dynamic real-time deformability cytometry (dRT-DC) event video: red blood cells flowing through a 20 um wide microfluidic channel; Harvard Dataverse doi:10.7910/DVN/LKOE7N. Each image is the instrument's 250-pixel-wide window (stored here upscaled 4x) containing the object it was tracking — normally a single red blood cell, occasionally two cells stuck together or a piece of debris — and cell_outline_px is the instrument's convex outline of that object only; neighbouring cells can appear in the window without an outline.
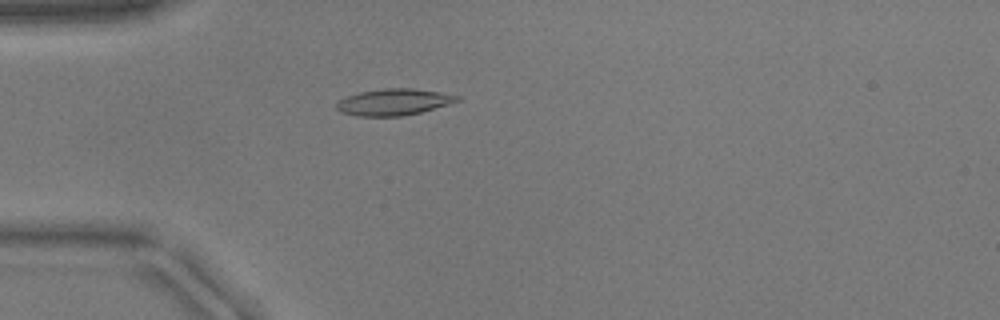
{"species": "common noctule bat (a hibernating species)", "species_latin": "Nyctalus noctula", "temperature_condition": "warm", "stored_images_in_passage": 40, "camera_frame_rate_fps": 3000, "um_per_image_px": 0.085, "animal": {"sex": "male", "body_mass_g": 17.9}, "frame": {"image": 1, "passage_image": 3, "time_ms": 0.667, "image_size_px": [1000, 320], "cell_outline_px": [[460, 100], [448, 104], [420, 112], [400, 116], [356, 116], [340, 112], [336, 108], [336, 104], [340, 100], [348, 96], [360, 92], [384, 88], [412, 88], [440, 92], [460, 96]], "centroid_in_image_um": [33.45, 8.67], "position_along_channel_um": 51.5, "area_um2": 18.44}}
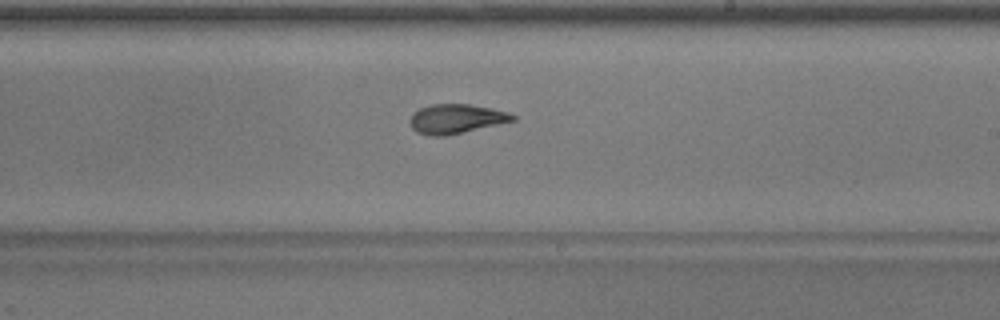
{"frame": {"image": 2, "passage_image": 19, "time_ms": 6.0, "image_size_px": [1000, 320], "cell_outline_px": [[516, 120], [444, 136], [428, 136], [416, 132], [412, 128], [408, 120], [412, 112], [420, 108], [432, 104], [468, 104], [492, 108], [508, 112], [516, 116]], "centroid_in_image_um": [38.72, 10.09], "position_along_channel_um": 250.3, "area_um2": 17.63}}
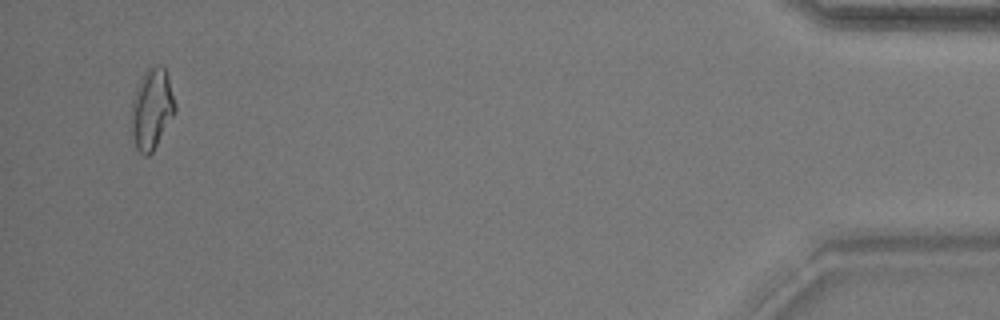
{"frame": {"image": 3, "passage_image": 38, "time_ms": 12.333, "image_size_px": [1000, 320], "cell_outline_px": [[176, 112], [152, 152], [148, 156], [144, 156], [136, 148], [132, 136], [132, 100], [136, 88], [144, 72], [148, 68], [156, 64], [160, 64], [164, 68], [176, 104]], "centroid_in_image_um": [12.9, 9.27], "position_along_channel_um": 422.3, "area_um2": 20.35}}